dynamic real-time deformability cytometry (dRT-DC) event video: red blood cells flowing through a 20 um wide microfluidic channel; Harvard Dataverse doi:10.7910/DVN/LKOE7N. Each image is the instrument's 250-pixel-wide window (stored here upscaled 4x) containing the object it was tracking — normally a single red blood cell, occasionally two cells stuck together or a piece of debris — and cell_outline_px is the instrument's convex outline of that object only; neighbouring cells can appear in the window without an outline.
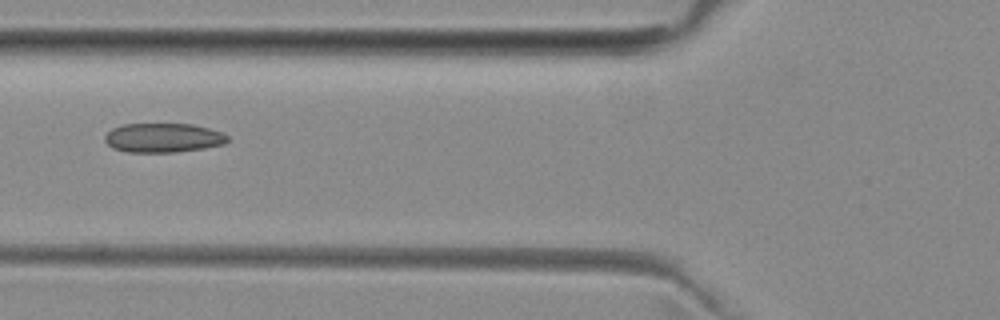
{"species": "common noctule bat (a hibernating species)", "species_latin": "Nyctalus noctula", "temperature_condition": "room temperature", "stored_images_in_passage": 4, "camera_frame_rate_fps": 3000, "um_per_image_px": 0.085, "animal": {"sex": "female", "body_mass_g": 29.2, "forearm_length_mm": 56.3}, "frame": {"image": 1, "passage_image": 4, "time_ms": 4.333, "image_size_px": [1000, 320], "cell_outline_px": [[228, 140], [224, 144], [204, 148], [176, 152], [128, 152], [112, 148], [104, 140], [104, 136], [112, 128], [124, 124], [192, 124], [208, 128], [220, 132], [228, 136]], "centroid_in_image_um": [13.85, 11.71], "position_along_channel_um": 112.0, "area_um2": 20.87}}